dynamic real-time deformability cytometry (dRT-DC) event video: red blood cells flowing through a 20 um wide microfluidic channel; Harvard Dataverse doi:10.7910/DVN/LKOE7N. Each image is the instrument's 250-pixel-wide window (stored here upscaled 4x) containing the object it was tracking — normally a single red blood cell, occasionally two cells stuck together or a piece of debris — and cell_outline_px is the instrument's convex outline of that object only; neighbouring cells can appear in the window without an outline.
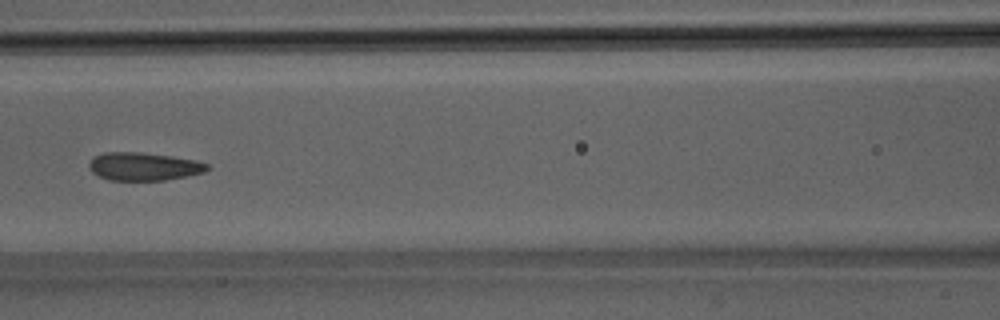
{"species": "Egyptian fruit bat (a non-hibernating species)", "species_latin": "Rousettus aegyptiacus", "temperature_condition": "room temperature", "stored_images_in_passage": 7, "camera_frame_rate_fps": 3000, "um_per_image_px": 0.085, "animal": {"sex": "male"}, "frame": {"image": 1, "passage_image": 7, "time_ms": 2.0, "image_size_px": [1000, 320], "cell_outline_px": [[208, 168], [204, 172], [164, 180], [108, 180], [92, 172], [88, 168], [88, 164], [96, 156], [104, 152], [136, 152], [168, 156], [196, 160], [208, 164]], "centroid_in_image_um": [12.18, 14.15], "position_along_channel_um": 154.4, "area_um2": 18.96}}